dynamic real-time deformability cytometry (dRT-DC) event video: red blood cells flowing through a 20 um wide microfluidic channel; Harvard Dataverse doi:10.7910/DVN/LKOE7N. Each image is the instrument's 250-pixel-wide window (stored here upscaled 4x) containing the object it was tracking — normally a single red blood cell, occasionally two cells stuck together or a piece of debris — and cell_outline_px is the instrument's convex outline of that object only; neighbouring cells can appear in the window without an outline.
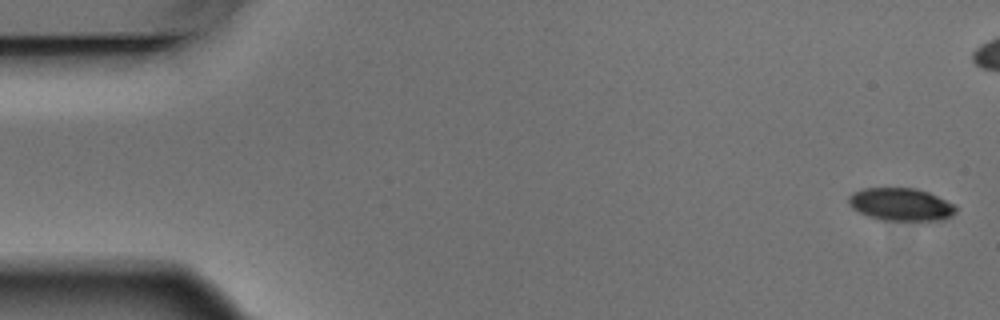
{"species": "Egyptian fruit bat (a non-hibernating species)", "species_latin": "Rousettus aegyptiacus", "temperature_condition": "warm", "stored_images_in_passage": 5, "camera_frame_rate_fps": 3000, "um_per_image_px": 0.085, "animal": {"sex": "male"}, "frame": {"image": 1, "passage_image": 1, "time_ms": 0.0, "image_size_px": [1000, 320], "cell_outline_px": [[956, 212], [952, 216], [944, 220], [880, 220], [868, 216], [852, 208], [848, 200], [848, 196], [852, 192], [864, 188], [916, 188], [928, 192], [956, 204]], "centroid_in_image_um": [76.59, 17.37], "position_along_channel_um": 8.4, "area_um2": 20.58}}